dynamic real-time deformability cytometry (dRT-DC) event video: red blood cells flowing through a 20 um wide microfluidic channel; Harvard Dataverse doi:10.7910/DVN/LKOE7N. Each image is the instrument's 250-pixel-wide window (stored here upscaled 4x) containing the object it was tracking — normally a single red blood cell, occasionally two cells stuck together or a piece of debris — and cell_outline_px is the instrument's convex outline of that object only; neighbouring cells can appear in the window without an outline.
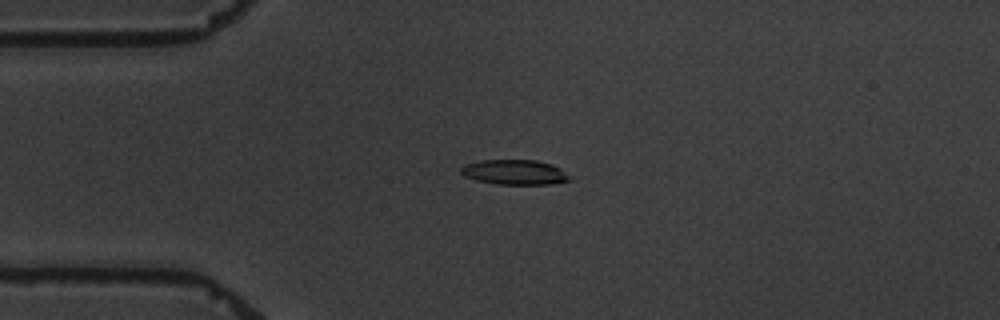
{"species": "common noctule bat (a hibernating species)", "species_latin": "Nyctalus noctula", "temperature_condition": "warm", "stored_images_in_passage": 3, "camera_frame_rate_fps": 3000, "um_per_image_px": 0.085, "animal": {"sex": "male", "body_mass_g": 19.5, "forearm_length_mm": 54.6}, "frame": {"image": 1, "passage_image": 2, "time_ms": 1.0, "image_size_px": [1000, 320], "cell_outline_px": [[572, 180], [552, 184], [496, 184], [476, 180], [464, 176], [460, 172], [460, 168], [464, 164], [480, 160], [536, 160], [552, 164], [560, 168]], "centroid_in_image_um": [43.71, 14.63], "position_along_channel_um": 41.3, "area_um2": 15.84}}